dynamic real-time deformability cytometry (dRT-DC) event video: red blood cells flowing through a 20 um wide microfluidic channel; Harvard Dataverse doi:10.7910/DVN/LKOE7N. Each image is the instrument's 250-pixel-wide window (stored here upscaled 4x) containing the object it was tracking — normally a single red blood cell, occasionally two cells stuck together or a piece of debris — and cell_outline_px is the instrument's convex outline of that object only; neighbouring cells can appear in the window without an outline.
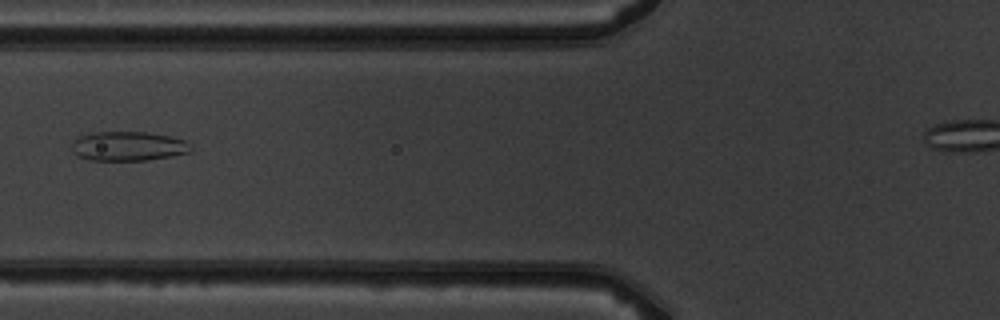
{"species": "common noctule bat (a hibernating species)", "species_latin": "Nyctalus noctula", "temperature_condition": "warm", "stored_images_in_passage": 6, "camera_frame_rate_fps": 3000, "um_per_image_px": 0.085, "animal": {"sex": "male", "body_mass_g": 19.5, "forearm_length_mm": 54.6}, "frame": {"image": 1, "passage_image": 6, "time_ms": 6.667, "image_size_px": [1000, 320], "cell_outline_px": [[192, 148], [188, 152], [172, 156], [144, 160], [88, 160], [76, 156], [72, 152], [72, 140], [80, 136], [92, 132], [148, 132], [168, 136], [184, 140]], "centroid_in_image_um": [10.82, 12.42], "position_along_channel_um": 115.0, "area_um2": 20.35}}